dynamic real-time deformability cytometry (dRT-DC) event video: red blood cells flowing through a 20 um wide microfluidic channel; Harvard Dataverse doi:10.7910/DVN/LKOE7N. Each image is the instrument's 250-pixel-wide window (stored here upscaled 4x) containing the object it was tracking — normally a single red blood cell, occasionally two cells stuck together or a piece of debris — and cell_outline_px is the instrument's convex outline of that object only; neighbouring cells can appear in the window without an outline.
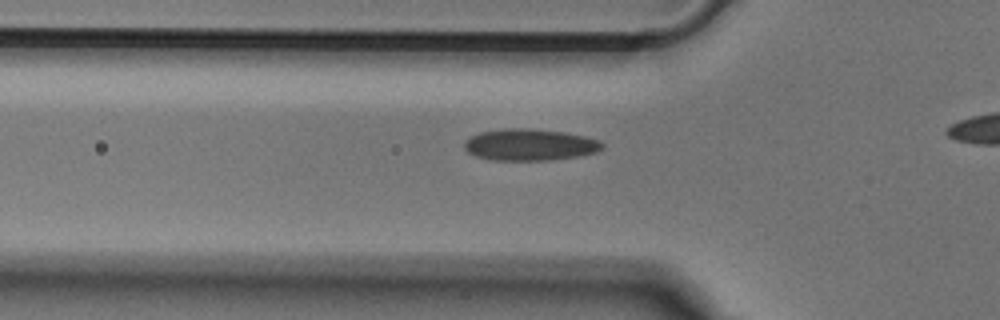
{"species": "Egyptian fruit bat (a non-hibernating species)", "species_latin": "Rousettus aegyptiacus", "temperature_condition": "cold", "stored_images_in_passage": 27, "camera_frame_rate_fps": 3000, "um_per_image_px": 0.085, "animal": {"sex": "male"}, "frame": {"image": 1, "passage_image": 12, "time_ms": 3.667, "image_size_px": [1000, 320], "cell_outline_px": [[604, 148], [596, 152], [580, 156], [552, 160], [488, 160], [476, 156], [468, 152], [464, 148], [464, 144], [472, 136], [480, 132], [504, 128], [528, 128], [564, 132], [584, 136], [600, 140], [604, 144]], "centroid_in_image_um": [45.06, 12.31], "position_along_channel_um": 80.7, "area_um2": 25.55}}
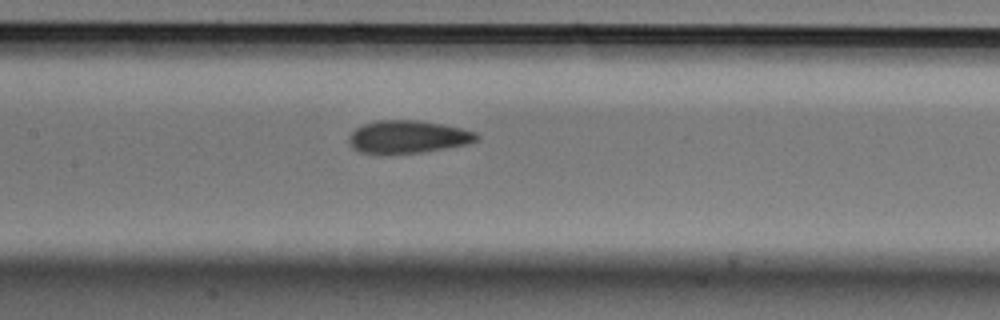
{"frame": {"image": 2, "passage_image": 19, "time_ms": 6.0, "image_size_px": [1000, 320], "cell_outline_px": [[480, 136], [476, 140], [468, 144], [420, 152], [360, 152], [352, 148], [348, 140], [348, 136], [356, 128], [364, 124], [376, 120], [420, 120], [460, 128], [476, 132]], "centroid_in_image_um": [34.67, 11.61], "position_along_channel_um": 172.7, "area_um2": 23.87}}
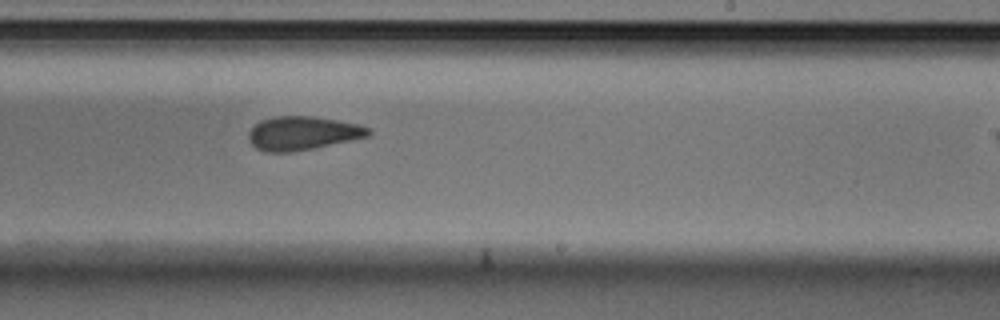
{"frame": {"image": 3, "passage_image": 26, "time_ms": 8.333, "image_size_px": [1000, 320], "cell_outline_px": [[372, 132], [368, 136], [352, 140], [292, 152], [264, 152], [256, 148], [248, 140], [248, 132], [260, 120], [276, 116], [312, 116], [360, 124], [368, 128]], "centroid_in_image_um": [25.7, 11.32], "position_along_channel_um": 263.3, "area_um2": 23.47}}